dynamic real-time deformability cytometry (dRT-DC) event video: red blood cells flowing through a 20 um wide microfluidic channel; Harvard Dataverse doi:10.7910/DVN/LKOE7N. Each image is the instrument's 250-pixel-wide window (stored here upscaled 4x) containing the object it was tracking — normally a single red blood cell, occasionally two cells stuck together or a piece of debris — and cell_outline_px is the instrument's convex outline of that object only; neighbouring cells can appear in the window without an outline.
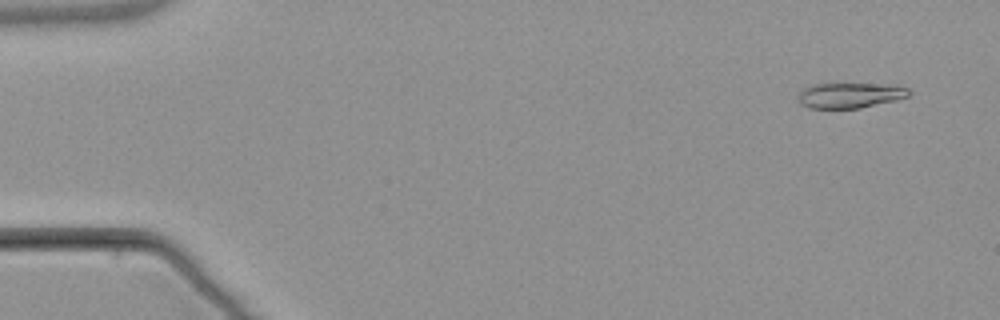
{"species": "common noctule bat (a hibernating species)", "species_latin": "Nyctalus noctula", "temperature_condition": "warm", "stored_images_in_passage": 7, "camera_frame_rate_fps": 3000, "um_per_image_px": 0.085, "animal": {"sex": "male", "body_mass_g": 21.5, "forearm_length_mm": 52.0}, "frame": {"image": 1, "passage_image": 2, "time_ms": 1.0, "image_size_px": [1000, 320], "cell_outline_px": [[912, 92], [908, 96], [896, 100], [860, 108], [808, 108], [800, 104], [796, 96], [804, 88], [812, 84], [880, 84], [908, 88]], "centroid_in_image_um": [72.2, 8.11], "position_along_channel_um": 12.8, "area_um2": 16.3}}
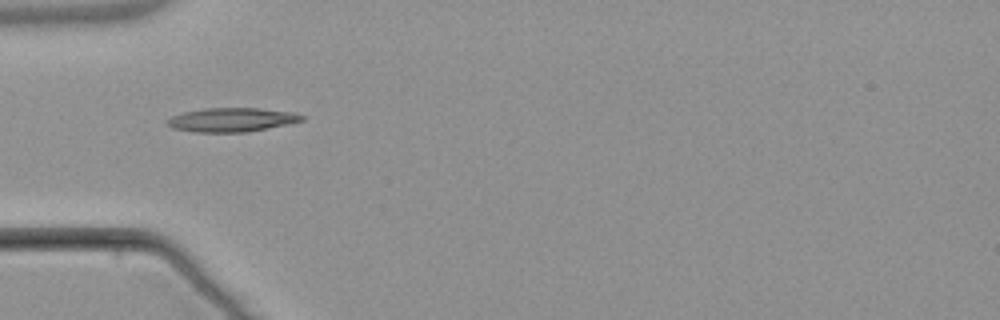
{"frame": {"image": 2, "passage_image": 5, "time_ms": 5.667, "image_size_px": [1000, 320], "cell_outline_px": [[304, 120], [268, 128], [248, 132], [196, 132], [172, 128], [164, 120], [172, 116], [184, 112], [204, 108], [260, 108], [296, 112], [304, 116]], "centroid_in_image_um": [19.7, 10.17], "position_along_channel_um": 65.3, "area_um2": 18.84}}
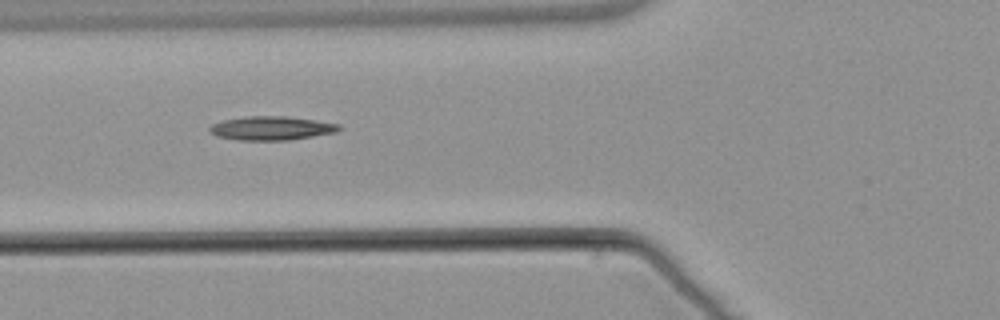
{"frame": {"image": 3, "passage_image": 6, "time_ms": 6.667, "image_size_px": [1000, 320], "cell_outline_px": [[344, 128], [336, 132], [288, 140], [240, 140], [216, 136], [208, 132], [208, 128], [212, 124], [224, 120], [248, 116], [284, 116], [316, 120], [340, 124]], "centroid_in_image_um": [23.08, 10.89], "position_along_channel_um": 102.7, "area_um2": 17.98}}